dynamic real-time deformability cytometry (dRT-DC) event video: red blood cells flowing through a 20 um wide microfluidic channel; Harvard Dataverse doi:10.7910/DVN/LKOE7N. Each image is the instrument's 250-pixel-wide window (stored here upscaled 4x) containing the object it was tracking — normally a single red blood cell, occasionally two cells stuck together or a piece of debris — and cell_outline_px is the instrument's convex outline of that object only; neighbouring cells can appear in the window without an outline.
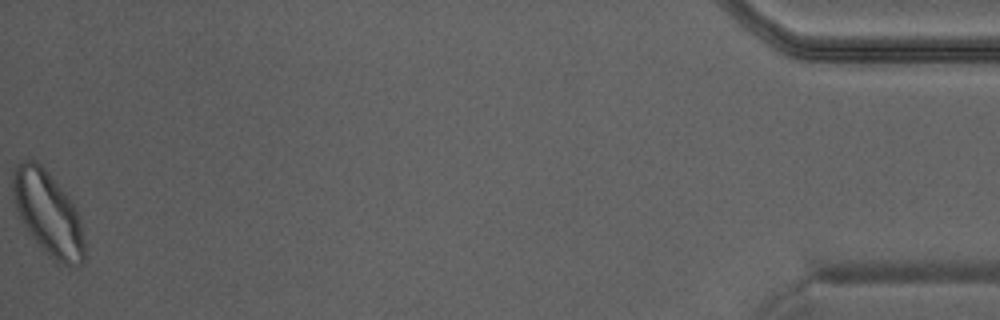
{"species": "Egyptian fruit bat (a non-hibernating species)", "species_latin": "Rousettus aegyptiacus", "temperature_condition": "warm", "stored_images_in_passage": 33, "camera_frame_rate_fps": 3000, "um_per_image_px": 0.085, "animal": {"sex": "male"}, "frame": {"image": 1, "passage_image": 33, "time_ms": 10.667, "image_size_px": [1000, 320], "cell_outline_px": [[84, 260], [76, 268], [60, 264], [28, 232], [20, 220], [16, 208], [12, 188], [12, 172], [16, 164], [24, 160], [36, 160], [44, 168], [68, 196], [76, 208], [80, 220], [84, 244]], "centroid_in_image_um": [4.07, 18.11], "position_along_channel_um": 431.1, "area_um2": 34.62}}